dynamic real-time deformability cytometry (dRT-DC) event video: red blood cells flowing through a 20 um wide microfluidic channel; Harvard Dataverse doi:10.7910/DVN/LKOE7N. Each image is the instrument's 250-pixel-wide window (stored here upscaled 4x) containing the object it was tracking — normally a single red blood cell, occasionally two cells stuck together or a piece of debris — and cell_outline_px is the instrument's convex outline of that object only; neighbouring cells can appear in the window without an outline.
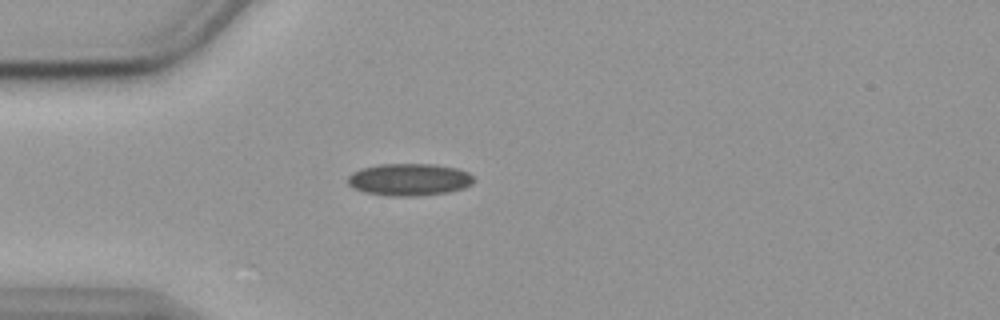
{"species": "common noctule bat (a hibernating species)", "species_latin": "Nyctalus noctula", "temperature_condition": "cold", "stored_images_in_passage": 42, "camera_frame_rate_fps": 3000, "um_per_image_px": 0.085, "animal": {"sex": "female", "body_mass_g": 19.9}, "frame": {"image": 1, "passage_image": 1, "time_ms": 0.0, "image_size_px": [1000, 320], "cell_outline_px": [[476, 180], [472, 184], [464, 188], [448, 192], [416, 196], [388, 196], [364, 192], [352, 188], [348, 184], [348, 176], [352, 172], [360, 168], [380, 164], [436, 164], [456, 168], [468, 172]], "centroid_in_image_um": [34.78, 15.26], "position_along_channel_um": 50.2, "area_um2": 23.87}}
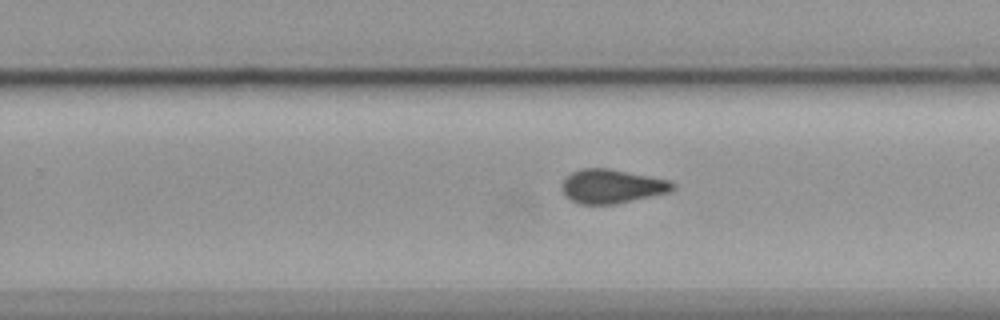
{"frame": {"image": 2, "passage_image": 21, "time_ms": 6.667, "image_size_px": [1000, 320], "cell_outline_px": [[676, 188], [672, 192], [616, 204], [580, 204], [572, 200], [564, 192], [564, 180], [572, 172], [580, 168], [608, 168], [672, 180], [676, 184]], "centroid_in_image_um": [52.12, 15.83], "position_along_channel_um": 277.7, "area_um2": 21.96}}
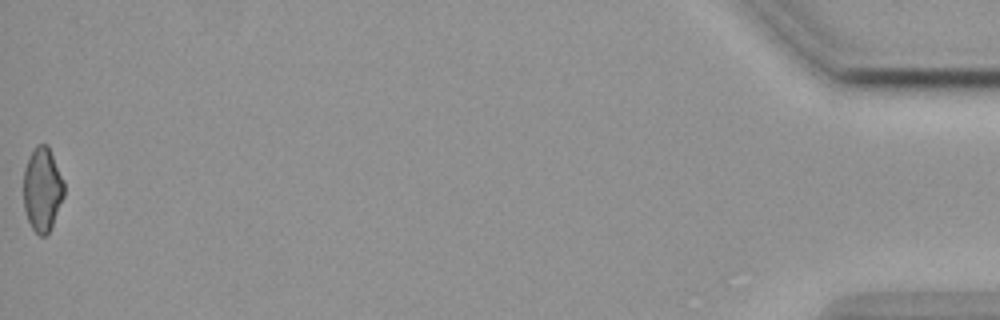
{"frame": {"image": 3, "passage_image": 42, "time_ms": 13.667, "image_size_px": [1000, 320], "cell_outline_px": [[64, 196], [52, 224], [48, 232], [44, 236], [40, 236], [32, 228], [28, 220], [24, 208], [24, 168], [36, 144], [48, 144], [64, 180]], "centroid_in_image_um": [3.61, 16.07], "position_along_channel_um": 431.6, "area_um2": 19.71}, "authors_computed_cell_mechanics": {"area_um2": 21.964, "velocity_mm_per_s": 3.5872, "shape_relaxation_time_tau1_ms": null, "shape_relaxation_time_tau2_ms": 2.4469, "deformation_change_tau1": null, "deformation_change_tau2": 0.0934}}